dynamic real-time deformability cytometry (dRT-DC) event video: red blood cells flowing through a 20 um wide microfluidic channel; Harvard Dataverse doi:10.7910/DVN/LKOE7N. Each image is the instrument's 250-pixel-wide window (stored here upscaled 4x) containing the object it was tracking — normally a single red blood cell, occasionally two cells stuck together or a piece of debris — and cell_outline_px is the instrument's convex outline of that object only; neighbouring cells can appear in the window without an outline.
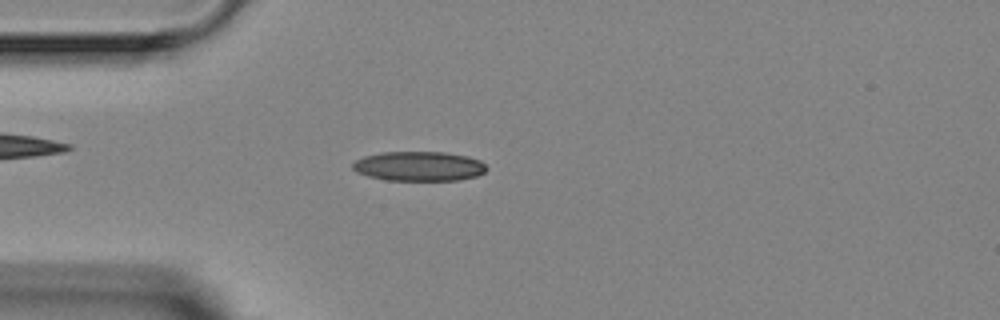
{"species": "Egyptian fruit bat (a non-hibernating species)", "species_latin": "Rousettus aegyptiacus", "temperature_condition": "room temperature", "stored_images_in_passage": 4, "camera_frame_rate_fps": 3000, "um_per_image_px": 0.085, "animal": {"sex": "female"}, "frame": {"image": 1, "passage_image": 4, "time_ms": 4.333, "image_size_px": [1000, 320], "cell_outline_px": [[488, 168], [484, 172], [476, 176], [460, 180], [388, 180], [368, 176], [356, 172], [352, 168], [352, 164], [356, 160], [364, 156], [380, 152], [444, 152], [468, 156], [480, 160]], "centroid_in_image_um": [35.61, 14.12], "position_along_channel_um": 49.4, "area_um2": 23.12}}